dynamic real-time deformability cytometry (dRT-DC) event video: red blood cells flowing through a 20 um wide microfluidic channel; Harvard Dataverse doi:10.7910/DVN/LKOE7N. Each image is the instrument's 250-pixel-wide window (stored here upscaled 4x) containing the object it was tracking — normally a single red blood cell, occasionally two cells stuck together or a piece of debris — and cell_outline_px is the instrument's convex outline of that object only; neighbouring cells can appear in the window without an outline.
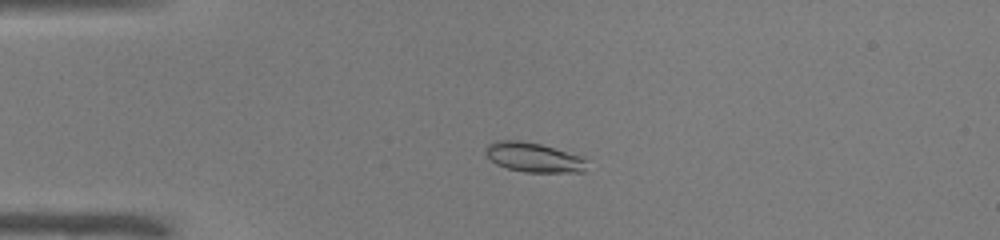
{"species": "common noctule bat (a hibernating species)", "species_latin": "Nyctalus noctula", "temperature_condition": "warm", "stored_images_in_passage": 40, "camera_frame_rate_fps": 3000, "um_per_image_px": 0.085, "animal": {"sex": "male", "body_mass_g": 19.0, "forearm_length_mm": 50.8}, "frame": {"image": 1, "passage_image": 1, "time_ms": 0.0, "image_size_px": [1000, 240], "cell_outline_px": [[584, 172], [524, 172], [508, 168], [496, 164], [484, 152], [488, 144], [496, 140], [520, 140], [540, 144], [584, 156]], "centroid_in_image_um": [45.34, 13.36], "position_along_channel_um": 39.7, "area_um2": 17.34}}
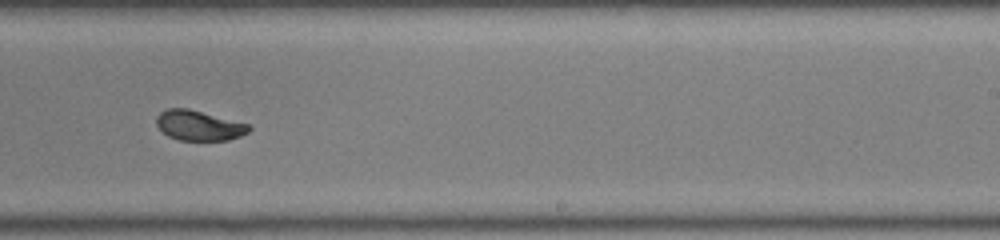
{"frame": {"image": 2, "passage_image": 21, "time_ms": 6.667, "image_size_px": [1000, 240], "cell_outline_px": [[252, 128], [248, 132], [240, 136], [228, 140], [180, 140], [168, 136], [156, 124], [156, 116], [160, 112], [168, 108], [188, 108], [248, 124]], "centroid_in_image_um": [16.89, 10.66], "position_along_channel_um": 272.1, "area_um2": 16.07}}
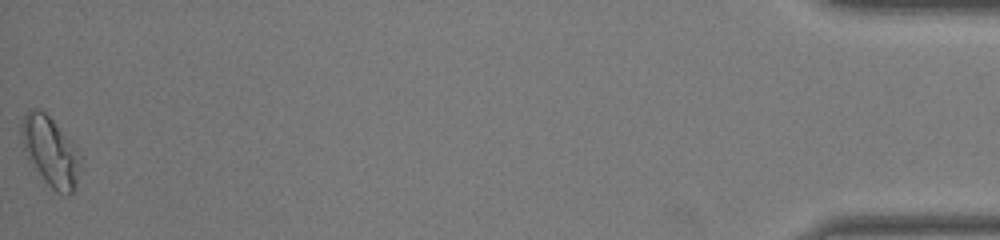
{"frame": {"image": 3, "passage_image": 40, "time_ms": 13.0, "image_size_px": [1000, 240], "cell_outline_px": [[84, 156], [72, 192], [68, 196], [56, 192], [44, 180], [28, 160], [24, 148], [20, 132], [20, 128], [24, 112], [28, 108], [36, 108], [44, 112], [52, 120]], "centroid_in_image_um": [4.28, 12.85], "position_along_channel_um": 430.9, "area_um2": 23.93}, "authors_computed_cell_mechanics": {"area_um2": 17.1666, "velocity_mm_per_s": 3.9791, "shape_relaxation_time_tau1_ms": 3.2524, "shape_relaxation_time_tau2_ms": null, "deformation_change_tau1": 0.1539, "deformation_change_tau2": null}}